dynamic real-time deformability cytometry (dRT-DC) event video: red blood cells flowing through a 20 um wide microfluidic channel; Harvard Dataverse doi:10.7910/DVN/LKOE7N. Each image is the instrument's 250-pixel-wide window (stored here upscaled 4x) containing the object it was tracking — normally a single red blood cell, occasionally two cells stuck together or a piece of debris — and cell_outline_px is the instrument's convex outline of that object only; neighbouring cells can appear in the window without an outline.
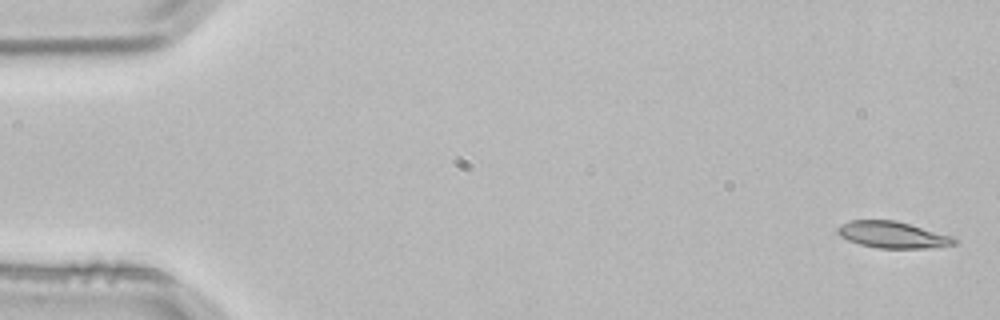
{"species": "common noctule bat (a hibernating species)", "species_latin": "Nyctalus noctula", "temperature_condition": "room temperature", "stored_images_in_passage": 3, "camera_frame_rate_fps": 3000, "um_per_image_px": 0.085, "animal": {"sex": "male", "body_mass_g": 21.5, "forearm_length_mm": 52.0}, "frame": {"image": 1, "passage_image": 1, "time_ms": 0.0, "image_size_px": [1000, 320], "cell_outline_px": [[956, 244], [928, 248], [880, 248], [860, 244], [848, 240], [840, 236], [836, 232], [836, 228], [840, 224], [852, 220], [896, 220], [956, 236]], "centroid_in_image_um": [75.9, 19.94], "position_along_channel_um": 9.1, "area_um2": 18.26}}